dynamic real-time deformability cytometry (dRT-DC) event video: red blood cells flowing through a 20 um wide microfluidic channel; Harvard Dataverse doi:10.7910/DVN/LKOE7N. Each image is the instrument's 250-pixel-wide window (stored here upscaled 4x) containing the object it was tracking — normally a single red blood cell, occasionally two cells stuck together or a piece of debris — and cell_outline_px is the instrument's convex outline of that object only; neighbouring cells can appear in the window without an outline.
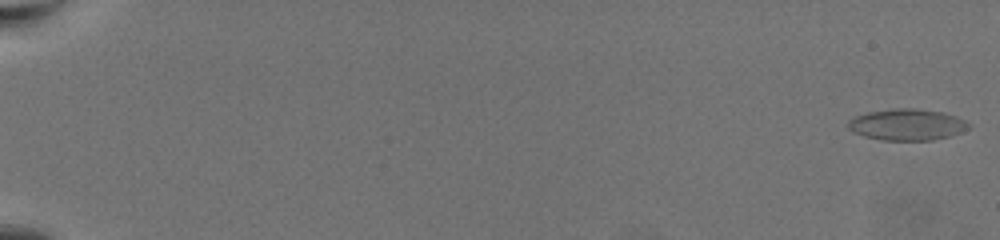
{"species": "common noctule bat (a hibernating species)", "species_latin": "Nyctalus noctula", "temperature_condition": "warm", "stored_images_in_passage": 65, "camera_frame_rate_fps": 3000, "um_per_image_px": 0.085, "animal": {"sex": "female", "body_mass_g": 19.5, "forearm_length_mm": 54.1}, "frame": {"image": 1, "passage_image": 1, "time_ms": 0.0, "image_size_px": [1000, 240], "cell_outline_px": [[968, 128], [948, 136], [932, 140], [884, 140], [864, 136], [848, 128], [848, 120], [856, 116], [868, 112], [896, 108], [916, 108], [944, 112], [956, 116], [964, 120], [968, 124]], "centroid_in_image_um": [77.08, 10.58], "position_along_channel_um": 7.9, "area_um2": 21.73}}
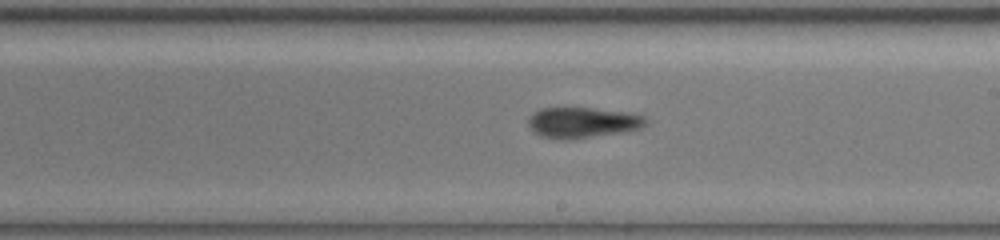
{"frame": {"image": 2, "passage_image": 41, "time_ms": 13.333, "image_size_px": [1000, 240], "cell_outline_px": [[648, 124], [640, 128], [624, 132], [572, 140], [560, 140], [540, 136], [532, 132], [528, 124], [528, 120], [532, 112], [540, 108], [592, 108], [628, 112], [644, 116]], "centroid_in_image_um": [49.49, 10.43], "position_along_channel_um": 239.5, "area_um2": 21.39}}
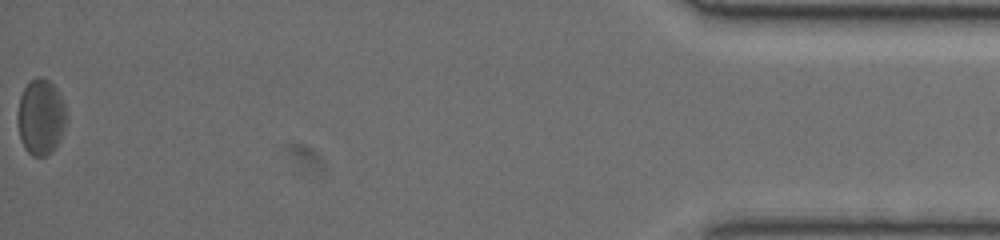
{"frame": {"image": 3, "passage_image": 65, "time_ms": 21.333, "image_size_px": [1000, 240], "cell_outline_px": [[68, 120], [56, 148], [52, 152], [44, 156], [32, 156], [24, 148], [20, 136], [16, 120], [16, 112], [20, 96], [24, 88], [36, 76], [40, 76], [48, 80], [56, 88], [64, 104]], "centroid_in_image_um": [3.46, 9.96], "position_along_channel_um": 431.7, "area_um2": 21.85}, "authors_computed_cell_mechanics": {"area_um2": 20.4612, "velocity_mm_per_s": 3.413, "shape_relaxation_time_tau1_ms": 4.6416, "shape_relaxation_time_tau2_ms": 3.4286, "deformation_change_tau1": 0.1082, "deformation_change_tau2": 0.1139}}